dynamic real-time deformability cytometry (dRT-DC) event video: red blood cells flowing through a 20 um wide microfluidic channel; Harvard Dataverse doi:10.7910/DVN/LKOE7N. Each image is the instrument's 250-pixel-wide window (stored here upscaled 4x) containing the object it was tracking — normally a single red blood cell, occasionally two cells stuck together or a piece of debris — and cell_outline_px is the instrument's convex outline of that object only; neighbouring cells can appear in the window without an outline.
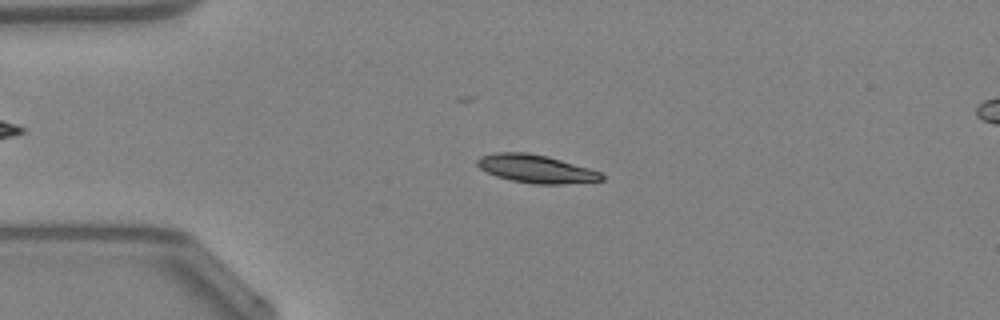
{"species": "Egyptian fruit bat (a non-hibernating species)", "species_latin": "Rousettus aegyptiacus", "temperature_condition": "warm", "stored_images_in_passage": 42, "camera_frame_rate_fps": 3000, "um_per_image_px": 0.085, "animal": {"sex": "female"}, "frame": {"image": 1, "passage_image": 11, "time_ms": 3.333, "image_size_px": [1000, 320], "cell_outline_px": [[604, 180], [564, 184], [532, 184], [512, 180], [496, 176], [480, 168], [476, 164], [476, 160], [480, 156], [496, 152], [524, 152], [548, 156], [588, 168], [600, 172], [604, 176]], "centroid_in_image_um": [45.54, 14.35], "position_along_channel_um": 39.5, "area_um2": 20.29}}
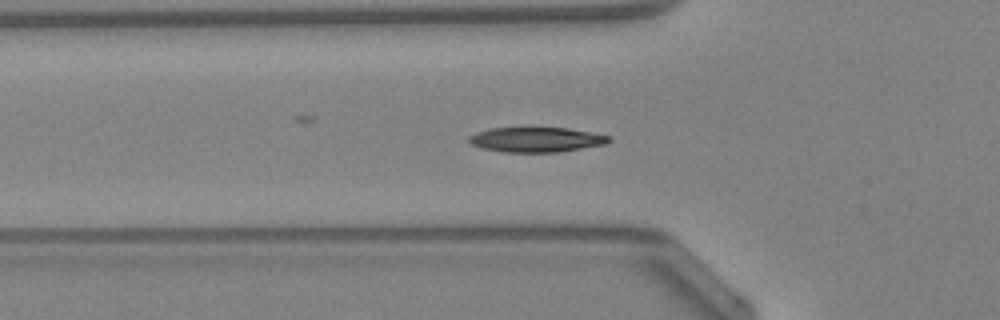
{"frame": {"image": 2, "passage_image": 16, "time_ms": 5.0, "image_size_px": [1000, 320], "cell_outline_px": [[612, 140], [608, 144], [560, 152], [504, 152], [484, 148], [472, 144], [468, 140], [468, 136], [476, 132], [492, 128], [528, 124], [532, 124], [568, 128], [592, 132], [612, 136]], "centroid_in_image_um": [45.63, 11.81], "position_along_channel_um": 80.2, "area_um2": 21.56}, "authors_computed_cell_mechanics": {"area_um2": 20.2589, "velocity_mm_per_s": 4.2818, "shape_relaxation_time_tau1_ms": 3.1634, "shape_relaxation_time_tau2_ms": 6.5139, "deformation_change_tau1": 0.1212, "deformation_change_tau2": 0.1128}}